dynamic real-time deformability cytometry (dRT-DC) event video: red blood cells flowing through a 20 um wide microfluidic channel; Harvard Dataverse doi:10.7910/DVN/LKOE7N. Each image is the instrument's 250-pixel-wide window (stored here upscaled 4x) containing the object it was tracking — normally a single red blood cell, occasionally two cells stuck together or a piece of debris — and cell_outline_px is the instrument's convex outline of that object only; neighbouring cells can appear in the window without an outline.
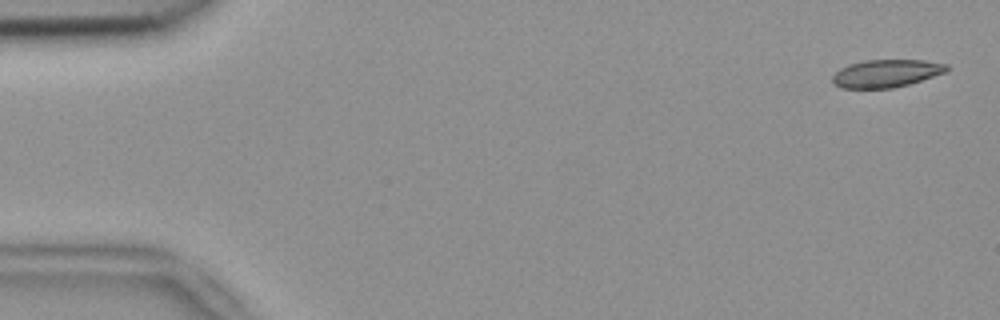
{"species": "common noctule bat (a hibernating species)", "species_latin": "Nyctalus noctula", "temperature_condition": "room temperature", "stored_images_in_passage": 53, "camera_frame_rate_fps": 3000, "um_per_image_px": 0.085, "animal": {"sex": "female", "body_mass_g": 18.4}, "frame": {"image": 1, "passage_image": 2, "time_ms": 0.333, "image_size_px": [1000, 320], "cell_outline_px": [[948, 68], [944, 72], [908, 84], [892, 88], [840, 88], [832, 84], [832, 76], [840, 68], [848, 64], [864, 60], [924, 60], [948, 64]], "centroid_in_image_um": [75.26, 6.23], "position_along_channel_um": 9.7, "area_um2": 18.38}}
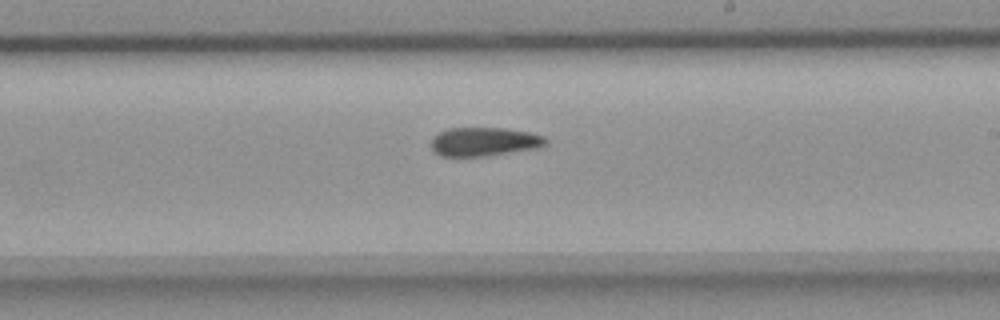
{"frame": {"image": 2, "passage_image": 31, "time_ms": 10.0, "image_size_px": [1000, 320], "cell_outline_px": [[548, 144], [536, 148], [488, 156], [440, 156], [432, 152], [432, 136], [448, 128], [504, 128], [528, 132], [544, 136], [548, 140]], "centroid_in_image_um": [41.14, 12.05], "position_along_channel_um": 247.9, "area_um2": 19.31}}
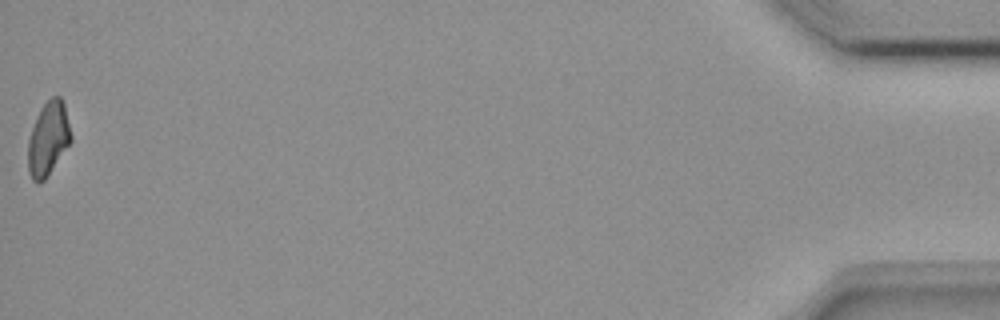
{"frame": {"image": 3, "passage_image": 53, "time_ms": 17.333, "image_size_px": [1000, 320], "cell_outline_px": [[72, 140], [44, 180], [32, 180], [28, 168], [28, 140], [32, 128], [40, 108], [52, 96], [60, 96], [64, 104], [72, 136]], "centroid_in_image_um": [4.1, 11.75], "position_along_channel_um": 431.1, "area_um2": 18.09}}